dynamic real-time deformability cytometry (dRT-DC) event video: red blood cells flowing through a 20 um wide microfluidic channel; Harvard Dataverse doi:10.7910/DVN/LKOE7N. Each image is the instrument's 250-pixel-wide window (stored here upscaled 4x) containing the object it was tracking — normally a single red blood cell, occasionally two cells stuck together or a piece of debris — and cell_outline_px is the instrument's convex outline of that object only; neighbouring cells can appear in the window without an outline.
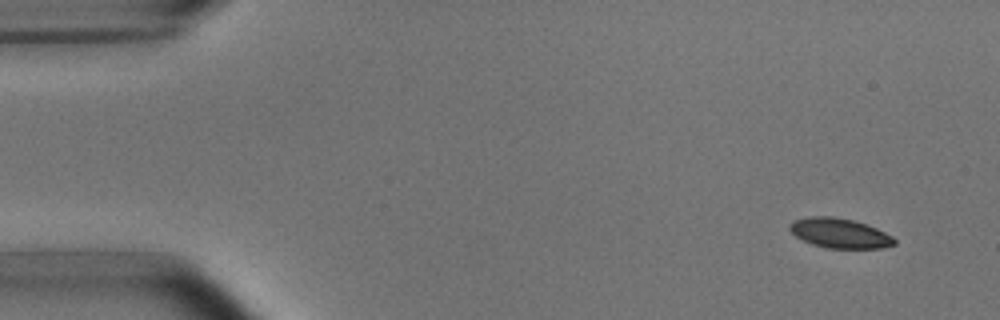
{"species": "common noctule bat (a hibernating species)", "species_latin": "Nyctalus noctula", "temperature_condition": "room temperature", "stored_images_in_passage": 5, "camera_frame_rate_fps": 3000, "um_per_image_px": 0.085, "animal": {"sex": "male", "body_mass_g": 15.6}, "frame": {"image": 1, "passage_image": 1, "time_ms": 0.0, "image_size_px": [1000, 320], "cell_outline_px": [[896, 244], [884, 248], [828, 248], [812, 244], [796, 236], [788, 228], [796, 220], [812, 216], [832, 216], [852, 220], [876, 228], [892, 236], [896, 240]], "centroid_in_image_um": [71.41, 19.83], "position_along_channel_um": 13.6, "area_um2": 17.86}}
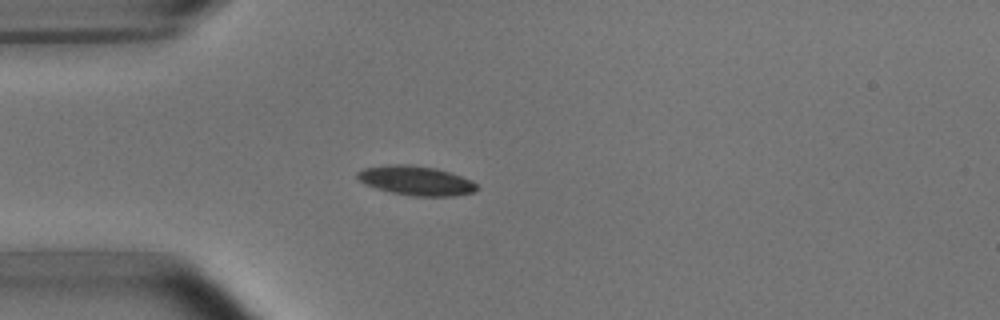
{"frame": {"image": 2, "passage_image": 4, "time_ms": 3.667, "image_size_px": [1000, 320], "cell_outline_px": [[480, 188], [476, 192], [452, 196], [412, 196], [392, 192], [376, 188], [364, 184], [356, 176], [356, 172], [364, 168], [388, 164], [408, 164], [436, 168], [472, 180]], "centroid_in_image_um": [35.37, 15.35], "position_along_channel_um": 49.6, "area_um2": 20.52}}